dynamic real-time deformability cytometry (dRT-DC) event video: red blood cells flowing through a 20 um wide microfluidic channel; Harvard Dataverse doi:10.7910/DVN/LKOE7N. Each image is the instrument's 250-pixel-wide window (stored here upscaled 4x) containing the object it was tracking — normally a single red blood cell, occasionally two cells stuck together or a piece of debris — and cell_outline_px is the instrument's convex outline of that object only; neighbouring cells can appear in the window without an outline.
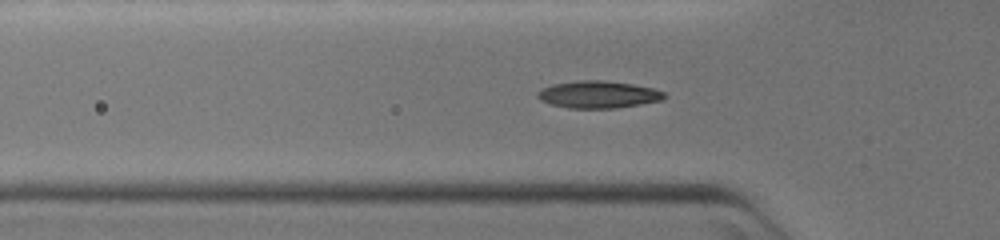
{"species": "common noctule bat (a hibernating species)", "species_latin": "Nyctalus noctula", "temperature_condition": "warm", "stored_images_in_passage": 42, "camera_frame_rate_fps": 3000, "um_per_image_px": 0.085, "animal": {"sex": "female", "body_mass_g": 19.0, "forearm_length_mm": 51.5}, "frame": {"image": 1, "passage_image": 4, "time_ms": 1.0, "image_size_px": [1000, 240], "cell_outline_px": [[668, 96], [664, 100], [616, 108], [568, 108], [548, 104], [540, 100], [536, 96], [536, 92], [540, 88], [552, 84], [576, 80], [604, 80], [632, 84], [652, 88], [664, 92]], "centroid_in_image_um": [50.81, 8.03], "position_along_channel_um": 75.0, "area_um2": 20.4}}
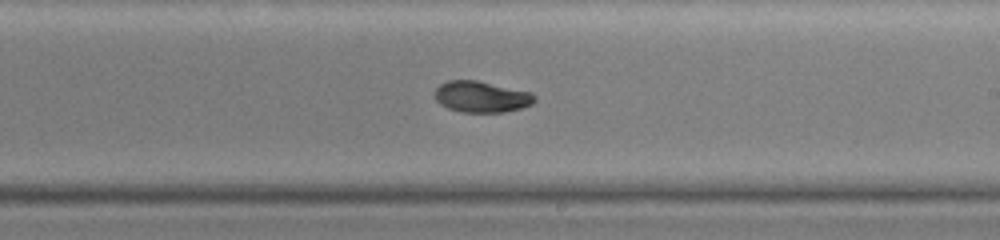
{"frame": {"image": 2, "passage_image": 19, "time_ms": 6.0, "image_size_px": [1000, 240], "cell_outline_px": [[536, 100], [532, 104], [520, 108], [504, 112], [460, 112], [448, 108], [440, 104], [432, 96], [432, 92], [440, 84], [448, 80], [476, 80], [532, 92], [536, 96]], "centroid_in_image_um": [40.89, 8.22], "position_along_channel_um": 248.1, "area_um2": 18.38}}
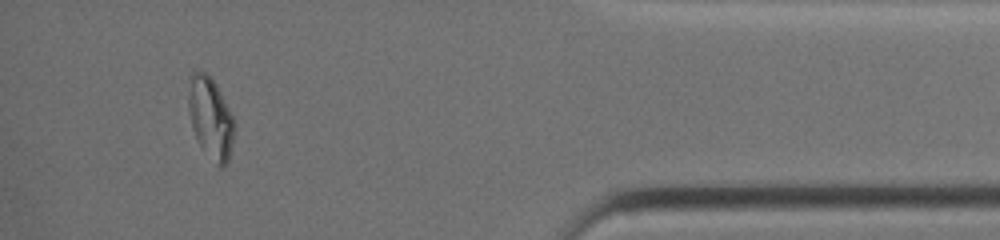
{"frame": {"image": 3, "passage_image": 37, "time_ms": 12.0, "image_size_px": [1000, 240], "cell_outline_px": [[236, 128], [228, 160], [220, 168], [216, 164], [196, 140], [192, 128], [188, 108], [188, 72], [192, 68], [204, 72], [216, 84], [236, 124]], "centroid_in_image_um": [17.86, 9.96], "position_along_channel_um": 417.3, "area_um2": 21.96}}